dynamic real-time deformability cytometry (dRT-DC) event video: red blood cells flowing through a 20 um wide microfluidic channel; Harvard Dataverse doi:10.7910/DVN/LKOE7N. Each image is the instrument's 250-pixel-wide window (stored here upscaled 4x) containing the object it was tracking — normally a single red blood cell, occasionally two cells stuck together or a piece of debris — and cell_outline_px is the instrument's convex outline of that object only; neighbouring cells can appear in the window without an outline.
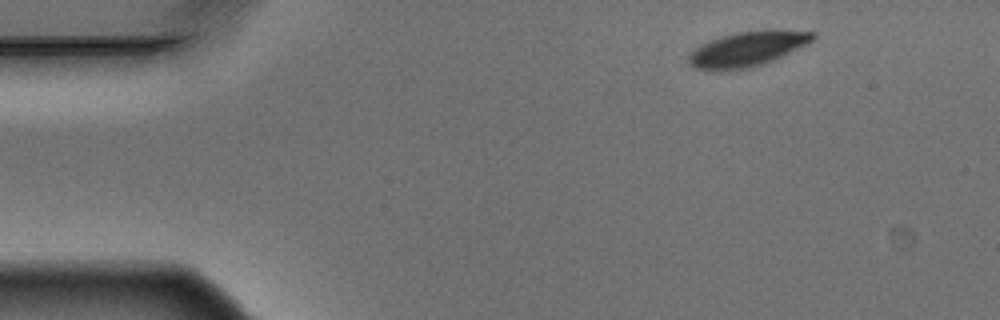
{"species": "Egyptian fruit bat (a non-hibernating species)", "species_latin": "Rousettus aegyptiacus", "temperature_condition": "warm", "stored_images_in_passage": 3, "camera_frame_rate_fps": 3000, "um_per_image_px": 0.085, "animal": {"sex": "male"}, "frame": {"image": 1, "passage_image": 1, "time_ms": 0.0, "image_size_px": [1000, 320], "cell_outline_px": [[816, 36], [812, 40], [764, 64], [748, 68], [696, 68], [688, 60], [688, 56], [700, 44], [736, 32], [764, 28], [772, 28], [816, 32]], "centroid_in_image_um": [63.6, 4.09], "position_along_channel_um": 21.4, "area_um2": 24.57}}